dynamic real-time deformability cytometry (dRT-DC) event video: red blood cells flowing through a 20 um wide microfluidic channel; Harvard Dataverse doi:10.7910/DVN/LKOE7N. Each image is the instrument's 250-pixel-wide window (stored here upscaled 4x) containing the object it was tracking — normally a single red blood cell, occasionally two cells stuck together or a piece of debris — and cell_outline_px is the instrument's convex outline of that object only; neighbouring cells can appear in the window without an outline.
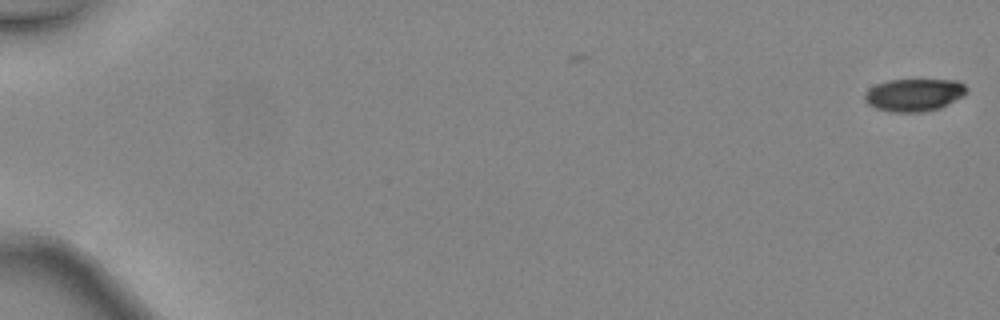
{"species": "common noctule bat (a hibernating species)", "species_latin": "Nyctalus noctula", "temperature_condition": "warm", "stored_images_in_passage": 2, "camera_frame_rate_fps": 3000, "um_per_image_px": 0.085, "animal": {"sex": "female", "body_mass_g": 24.6, "forearm_length_mm": 56.2}, "frame": {"image": 1, "passage_image": 2, "time_ms": 0.333, "image_size_px": [1000, 320], "cell_outline_px": [[968, 92], [964, 96], [940, 108], [924, 112], [888, 112], [876, 108], [868, 104], [864, 100], [864, 96], [868, 88], [876, 84], [888, 80], [956, 80], [964, 84], [968, 88]], "centroid_in_image_um": [77.71, 8.07], "position_along_channel_um": 7.3, "area_um2": 19.59}}